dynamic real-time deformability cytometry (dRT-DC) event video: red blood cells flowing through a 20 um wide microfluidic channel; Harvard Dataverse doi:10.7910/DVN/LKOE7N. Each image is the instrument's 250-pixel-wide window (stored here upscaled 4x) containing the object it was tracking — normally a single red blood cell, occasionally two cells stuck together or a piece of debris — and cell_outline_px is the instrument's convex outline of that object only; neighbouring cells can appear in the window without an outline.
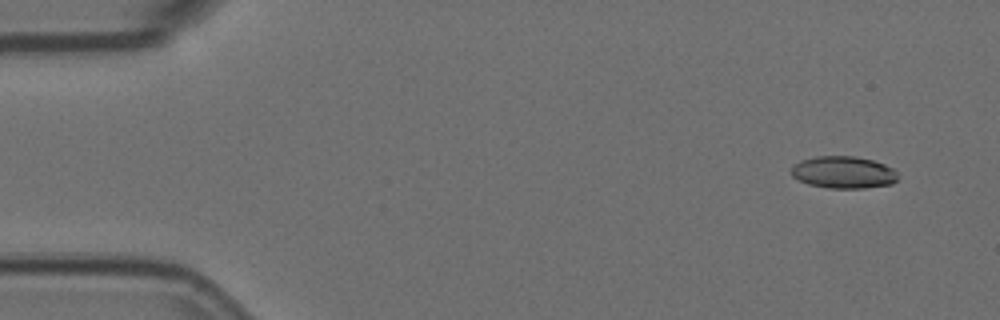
{"species": "Egyptian fruit bat (a non-hibernating species)", "species_latin": "Rousettus aegyptiacus", "temperature_condition": "room temperature", "stored_images_in_passage": 5, "camera_frame_rate_fps": 3000, "um_per_image_px": 0.085, "animal": {"sex": "female"}, "frame": {"image": 1, "passage_image": 1, "time_ms": 0.0, "image_size_px": [1000, 320], "cell_outline_px": [[896, 180], [892, 184], [864, 188], [828, 188], [808, 184], [792, 176], [792, 168], [800, 160], [816, 156], [856, 156], [872, 160], [884, 164], [892, 168], [896, 172]], "centroid_in_image_um": [71.69, 14.64], "position_along_channel_um": 13.3, "area_um2": 19.83}}
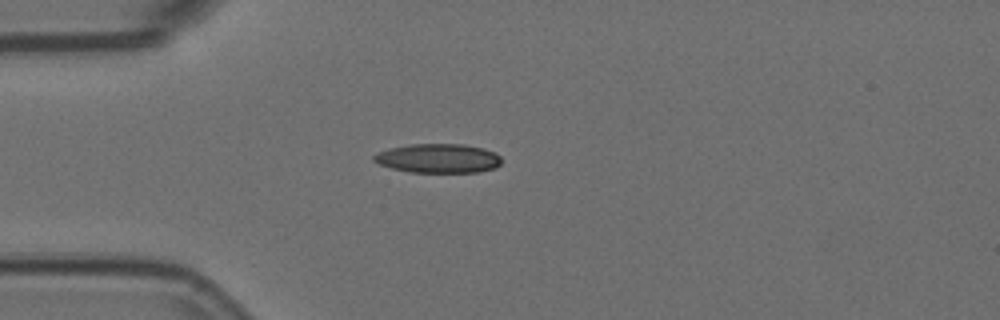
{"frame": {"image": 2, "passage_image": 4, "time_ms": 1.0, "image_size_px": [1000, 320], "cell_outline_px": [[500, 164], [496, 168], [480, 172], [408, 172], [392, 168], [380, 164], [372, 160], [372, 156], [388, 148], [412, 144], [464, 144], [484, 148], [496, 152], [500, 156]], "centroid_in_image_um": [37.28, 13.46], "position_along_channel_um": 47.7, "area_um2": 21.79}}